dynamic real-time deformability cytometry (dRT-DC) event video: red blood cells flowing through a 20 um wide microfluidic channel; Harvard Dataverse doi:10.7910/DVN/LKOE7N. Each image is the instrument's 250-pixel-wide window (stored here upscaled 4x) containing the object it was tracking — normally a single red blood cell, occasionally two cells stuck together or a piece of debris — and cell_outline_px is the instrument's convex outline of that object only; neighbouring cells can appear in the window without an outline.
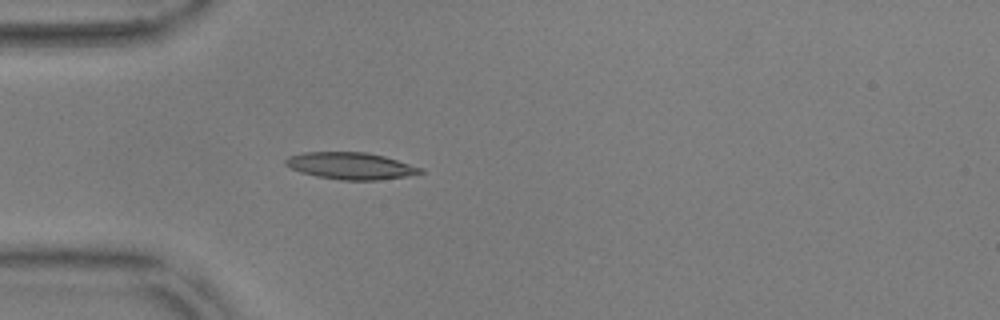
{"species": "common noctule bat (a hibernating species)", "species_latin": "Nyctalus noctula", "temperature_condition": "warm", "stored_images_in_passage": 16, "camera_frame_rate_fps": 3000, "um_per_image_px": 0.085, "animal": {"sex": "male", "body_mass_g": 17.9, "forearm_length_mm": 54.2}, "frame": {"image": 1, "passage_image": 1, "time_ms": 0.0, "image_size_px": [1000, 320], "cell_outline_px": [[424, 172], [404, 176], [380, 180], [340, 180], [316, 176], [300, 172], [284, 164], [284, 160], [288, 156], [304, 152], [368, 152], [384, 156], [424, 168]], "centroid_in_image_um": [29.8, 14.09], "position_along_channel_um": 55.2, "area_um2": 21.15}}
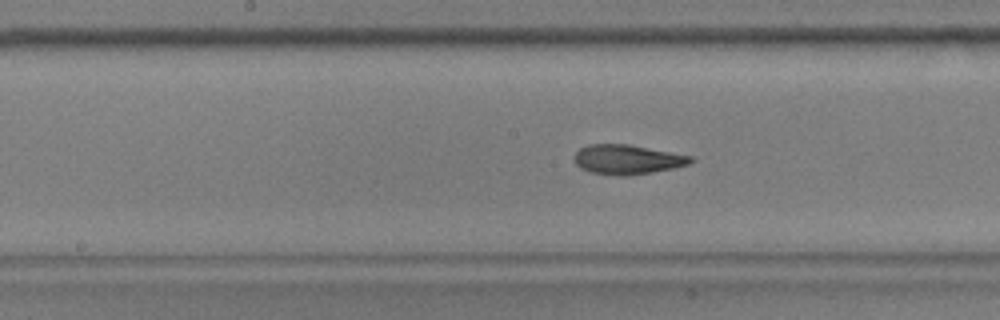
{"frame": {"image": 2, "passage_image": 13, "time_ms": 4.0, "image_size_px": [1000, 320], "cell_outline_px": [[696, 160], [688, 164], [672, 168], [652, 172], [628, 176], [620, 176], [588, 172], [580, 168], [576, 164], [572, 156], [580, 148], [588, 144], [628, 144], [692, 156]], "centroid_in_image_um": [53.28, 13.56], "position_along_channel_um": 194.9, "area_um2": 20.17}}